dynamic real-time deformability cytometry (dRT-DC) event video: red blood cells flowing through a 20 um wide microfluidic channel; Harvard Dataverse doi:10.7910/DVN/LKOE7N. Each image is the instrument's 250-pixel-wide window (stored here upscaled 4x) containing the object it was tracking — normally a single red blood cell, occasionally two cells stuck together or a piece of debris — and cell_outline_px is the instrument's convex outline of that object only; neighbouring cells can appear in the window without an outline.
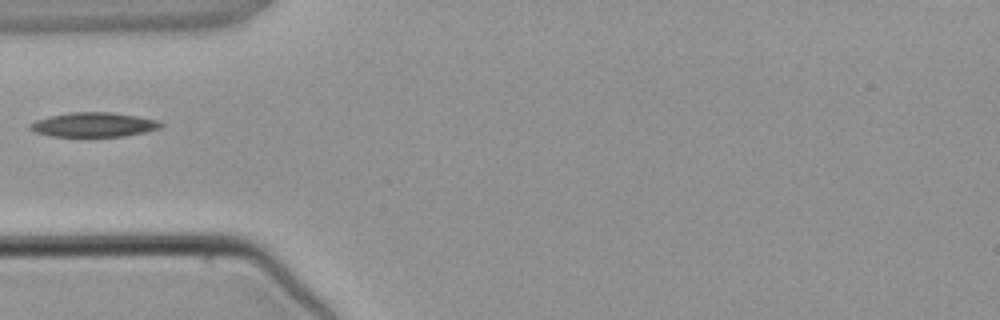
{"species": "common noctule bat (a hibernating species)", "species_latin": "Nyctalus noctula", "temperature_condition": "warm", "stored_images_in_passage": 4, "camera_frame_rate_fps": 3000, "um_per_image_px": 0.085, "animal": {"sex": "male", "body_mass_g": 21.5, "forearm_length_mm": 52.0}, "frame": {"image": 1, "passage_image": 4, "time_ms": 3.667, "image_size_px": [1000, 320], "cell_outline_px": [[164, 124], [160, 128], [144, 132], [124, 136], [48, 136], [36, 132], [28, 128], [28, 124], [36, 120], [48, 116], [72, 112], [108, 112], [136, 116], [160, 120]], "centroid_in_image_um": [7.95, 10.59], "position_along_channel_um": 77.1, "area_um2": 18.61}}